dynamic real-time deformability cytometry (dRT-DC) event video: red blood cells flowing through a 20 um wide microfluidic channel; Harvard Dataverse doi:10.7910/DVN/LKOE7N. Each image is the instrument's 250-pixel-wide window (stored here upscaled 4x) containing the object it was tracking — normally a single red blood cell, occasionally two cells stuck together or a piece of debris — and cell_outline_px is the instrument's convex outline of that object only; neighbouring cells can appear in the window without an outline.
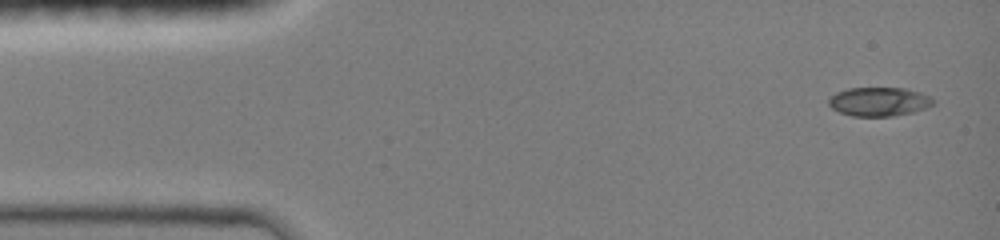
{"species": "common noctule bat (a hibernating species)", "species_latin": "Nyctalus noctula", "temperature_condition": "room temperature", "stored_images_in_passage": 6, "camera_frame_rate_fps": 3000, "um_per_image_px": 0.085, "animal": {"sex": "female", "body_mass_g": 19.0, "forearm_length_mm": 51.5}, "frame": {"image": 1, "passage_image": 1, "time_ms": 0.0, "image_size_px": [1000, 240], "cell_outline_px": [[932, 104], [924, 108], [912, 112], [892, 116], [852, 116], [840, 112], [832, 108], [828, 104], [828, 100], [836, 92], [848, 88], [904, 88], [920, 92], [932, 96]], "centroid_in_image_um": [74.69, 8.63], "position_along_channel_um": 10.3, "area_um2": 17.46}}
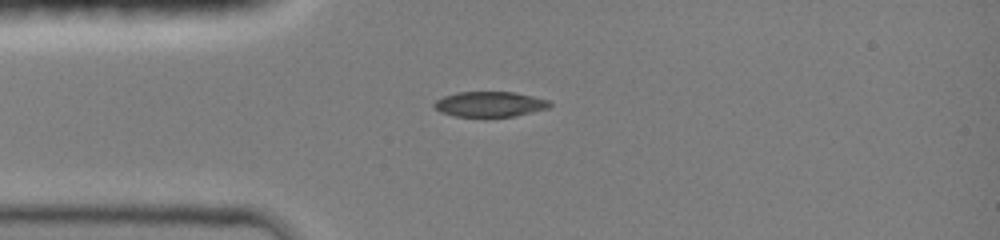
{"frame": {"image": 2, "passage_image": 6, "time_ms": 3.0, "image_size_px": [1000, 240], "cell_outline_px": [[552, 104], [548, 108], [516, 116], [456, 116], [440, 112], [432, 104], [436, 100], [444, 96], [456, 92], [512, 92], [532, 96], [548, 100]], "centroid_in_image_um": [41.62, 8.85], "position_along_channel_um": 43.4, "area_um2": 16.82}}